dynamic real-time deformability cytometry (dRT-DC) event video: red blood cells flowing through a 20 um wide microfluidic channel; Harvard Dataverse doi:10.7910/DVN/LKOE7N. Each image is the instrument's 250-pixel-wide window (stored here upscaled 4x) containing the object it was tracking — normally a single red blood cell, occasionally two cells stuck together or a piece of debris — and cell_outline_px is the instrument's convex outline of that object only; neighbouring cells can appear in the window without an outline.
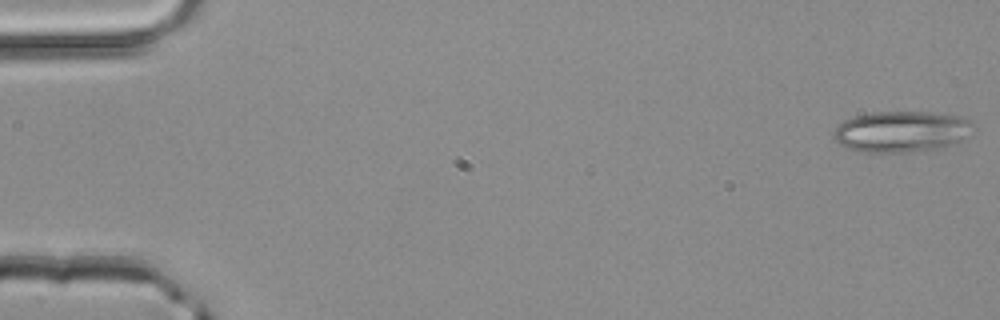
{"species": "common noctule bat (a hibernating species)", "species_latin": "Nyctalus noctula", "temperature_condition": "room temperature", "stored_images_in_passage": 4, "camera_frame_rate_fps": 3000, "um_per_image_px": 0.085, "animal": {"sex": "male", "body_mass_g": 20.4}, "frame": {"image": 1, "passage_image": 1, "time_ms": 0.0, "image_size_px": [1000, 320], "cell_outline_px": [[976, 128], [960, 144], [924, 152], [856, 152], [840, 144], [832, 136], [832, 132], [844, 120], [856, 116], [872, 112], [928, 112], [960, 116], [972, 120], [976, 124]], "centroid_in_image_um": [76.73, 11.2], "position_along_channel_um": 8.3, "area_um2": 34.33}}